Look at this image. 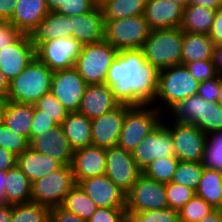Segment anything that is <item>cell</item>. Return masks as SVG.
<instances>
[{
	"mask_svg": "<svg viewBox=\"0 0 222 222\" xmlns=\"http://www.w3.org/2000/svg\"><path fill=\"white\" fill-rule=\"evenodd\" d=\"M105 18L98 4L92 11L72 17V37L83 45L104 40Z\"/></svg>",
	"mask_w": 222,
	"mask_h": 222,
	"instance_id": "7402d4cb",
	"label": "cell"
},
{
	"mask_svg": "<svg viewBox=\"0 0 222 222\" xmlns=\"http://www.w3.org/2000/svg\"><path fill=\"white\" fill-rule=\"evenodd\" d=\"M214 63L217 75L222 77V46H215Z\"/></svg>",
	"mask_w": 222,
	"mask_h": 222,
	"instance_id": "9f6ffc18",
	"label": "cell"
},
{
	"mask_svg": "<svg viewBox=\"0 0 222 222\" xmlns=\"http://www.w3.org/2000/svg\"><path fill=\"white\" fill-rule=\"evenodd\" d=\"M217 102L222 106V77H221V88H220V94L218 96Z\"/></svg>",
	"mask_w": 222,
	"mask_h": 222,
	"instance_id": "03108f58",
	"label": "cell"
},
{
	"mask_svg": "<svg viewBox=\"0 0 222 222\" xmlns=\"http://www.w3.org/2000/svg\"><path fill=\"white\" fill-rule=\"evenodd\" d=\"M49 11H56L61 4H65L68 0H45Z\"/></svg>",
	"mask_w": 222,
	"mask_h": 222,
	"instance_id": "94428289",
	"label": "cell"
},
{
	"mask_svg": "<svg viewBox=\"0 0 222 222\" xmlns=\"http://www.w3.org/2000/svg\"><path fill=\"white\" fill-rule=\"evenodd\" d=\"M34 105L6 100L3 123L13 132L30 141V126L33 121Z\"/></svg>",
	"mask_w": 222,
	"mask_h": 222,
	"instance_id": "f546056e",
	"label": "cell"
},
{
	"mask_svg": "<svg viewBox=\"0 0 222 222\" xmlns=\"http://www.w3.org/2000/svg\"><path fill=\"white\" fill-rule=\"evenodd\" d=\"M168 207L165 184L143 173L126 193V212H144Z\"/></svg>",
	"mask_w": 222,
	"mask_h": 222,
	"instance_id": "30bf717a",
	"label": "cell"
},
{
	"mask_svg": "<svg viewBox=\"0 0 222 222\" xmlns=\"http://www.w3.org/2000/svg\"><path fill=\"white\" fill-rule=\"evenodd\" d=\"M31 193L32 183L17 165L5 172L4 204L30 202Z\"/></svg>",
	"mask_w": 222,
	"mask_h": 222,
	"instance_id": "f1b7e54d",
	"label": "cell"
},
{
	"mask_svg": "<svg viewBox=\"0 0 222 222\" xmlns=\"http://www.w3.org/2000/svg\"><path fill=\"white\" fill-rule=\"evenodd\" d=\"M159 70L146 63L141 48L118 51L105 84L120 104H154Z\"/></svg>",
	"mask_w": 222,
	"mask_h": 222,
	"instance_id": "6da1fadb",
	"label": "cell"
},
{
	"mask_svg": "<svg viewBox=\"0 0 222 222\" xmlns=\"http://www.w3.org/2000/svg\"><path fill=\"white\" fill-rule=\"evenodd\" d=\"M125 208H102L98 207L88 222H125Z\"/></svg>",
	"mask_w": 222,
	"mask_h": 222,
	"instance_id": "7dc6e473",
	"label": "cell"
},
{
	"mask_svg": "<svg viewBox=\"0 0 222 222\" xmlns=\"http://www.w3.org/2000/svg\"><path fill=\"white\" fill-rule=\"evenodd\" d=\"M126 222H180L178 211L167 207L144 212H126Z\"/></svg>",
	"mask_w": 222,
	"mask_h": 222,
	"instance_id": "f35d334b",
	"label": "cell"
},
{
	"mask_svg": "<svg viewBox=\"0 0 222 222\" xmlns=\"http://www.w3.org/2000/svg\"><path fill=\"white\" fill-rule=\"evenodd\" d=\"M61 126L74 151L92 145L91 119L86 115L78 111L68 112Z\"/></svg>",
	"mask_w": 222,
	"mask_h": 222,
	"instance_id": "4316f807",
	"label": "cell"
},
{
	"mask_svg": "<svg viewBox=\"0 0 222 222\" xmlns=\"http://www.w3.org/2000/svg\"><path fill=\"white\" fill-rule=\"evenodd\" d=\"M221 88V77L204 80L199 83L197 95L201 96L204 100L210 102H217Z\"/></svg>",
	"mask_w": 222,
	"mask_h": 222,
	"instance_id": "c3c4849f",
	"label": "cell"
},
{
	"mask_svg": "<svg viewBox=\"0 0 222 222\" xmlns=\"http://www.w3.org/2000/svg\"><path fill=\"white\" fill-rule=\"evenodd\" d=\"M204 167L201 162L179 161L171 182L197 190Z\"/></svg>",
	"mask_w": 222,
	"mask_h": 222,
	"instance_id": "74e56055",
	"label": "cell"
},
{
	"mask_svg": "<svg viewBox=\"0 0 222 222\" xmlns=\"http://www.w3.org/2000/svg\"><path fill=\"white\" fill-rule=\"evenodd\" d=\"M146 109V107H148ZM151 104L127 105L125 104V120L120 133L118 145L126 151L132 152L161 121L163 106Z\"/></svg>",
	"mask_w": 222,
	"mask_h": 222,
	"instance_id": "5b68a950",
	"label": "cell"
},
{
	"mask_svg": "<svg viewBox=\"0 0 222 222\" xmlns=\"http://www.w3.org/2000/svg\"><path fill=\"white\" fill-rule=\"evenodd\" d=\"M165 190L168 207L175 211H179L196 195L194 189L174 182L165 184Z\"/></svg>",
	"mask_w": 222,
	"mask_h": 222,
	"instance_id": "60d3db41",
	"label": "cell"
},
{
	"mask_svg": "<svg viewBox=\"0 0 222 222\" xmlns=\"http://www.w3.org/2000/svg\"><path fill=\"white\" fill-rule=\"evenodd\" d=\"M83 46L73 37L53 39L36 48V57L52 71L68 69L75 67Z\"/></svg>",
	"mask_w": 222,
	"mask_h": 222,
	"instance_id": "7c38bea8",
	"label": "cell"
},
{
	"mask_svg": "<svg viewBox=\"0 0 222 222\" xmlns=\"http://www.w3.org/2000/svg\"><path fill=\"white\" fill-rule=\"evenodd\" d=\"M202 165L207 169H216L222 173V130L207 135Z\"/></svg>",
	"mask_w": 222,
	"mask_h": 222,
	"instance_id": "8d00e7d4",
	"label": "cell"
},
{
	"mask_svg": "<svg viewBox=\"0 0 222 222\" xmlns=\"http://www.w3.org/2000/svg\"><path fill=\"white\" fill-rule=\"evenodd\" d=\"M105 154V175L123 192L127 193L142 174V170L134 161L132 152L115 146L106 148Z\"/></svg>",
	"mask_w": 222,
	"mask_h": 222,
	"instance_id": "5bb4252c",
	"label": "cell"
},
{
	"mask_svg": "<svg viewBox=\"0 0 222 222\" xmlns=\"http://www.w3.org/2000/svg\"><path fill=\"white\" fill-rule=\"evenodd\" d=\"M50 222H88L61 206L51 207Z\"/></svg>",
	"mask_w": 222,
	"mask_h": 222,
	"instance_id": "f907efd6",
	"label": "cell"
},
{
	"mask_svg": "<svg viewBox=\"0 0 222 222\" xmlns=\"http://www.w3.org/2000/svg\"><path fill=\"white\" fill-rule=\"evenodd\" d=\"M12 218V205H0V222H11Z\"/></svg>",
	"mask_w": 222,
	"mask_h": 222,
	"instance_id": "680465c9",
	"label": "cell"
},
{
	"mask_svg": "<svg viewBox=\"0 0 222 222\" xmlns=\"http://www.w3.org/2000/svg\"><path fill=\"white\" fill-rule=\"evenodd\" d=\"M75 185L71 165H63L32 183L31 201L50 208L61 206L66 194Z\"/></svg>",
	"mask_w": 222,
	"mask_h": 222,
	"instance_id": "9c48e42d",
	"label": "cell"
},
{
	"mask_svg": "<svg viewBox=\"0 0 222 222\" xmlns=\"http://www.w3.org/2000/svg\"><path fill=\"white\" fill-rule=\"evenodd\" d=\"M0 146L18 156L30 147V141L13 132L3 123L0 125Z\"/></svg>",
	"mask_w": 222,
	"mask_h": 222,
	"instance_id": "7bdbcfd3",
	"label": "cell"
},
{
	"mask_svg": "<svg viewBox=\"0 0 222 222\" xmlns=\"http://www.w3.org/2000/svg\"><path fill=\"white\" fill-rule=\"evenodd\" d=\"M174 121L198 126L206 135L222 130V106L195 95L176 102L170 107Z\"/></svg>",
	"mask_w": 222,
	"mask_h": 222,
	"instance_id": "277c9868",
	"label": "cell"
},
{
	"mask_svg": "<svg viewBox=\"0 0 222 222\" xmlns=\"http://www.w3.org/2000/svg\"><path fill=\"white\" fill-rule=\"evenodd\" d=\"M34 105L42 111V114L53 118L59 125L62 124L68 114L62 103L51 92L45 94Z\"/></svg>",
	"mask_w": 222,
	"mask_h": 222,
	"instance_id": "b9f144b4",
	"label": "cell"
},
{
	"mask_svg": "<svg viewBox=\"0 0 222 222\" xmlns=\"http://www.w3.org/2000/svg\"><path fill=\"white\" fill-rule=\"evenodd\" d=\"M151 33L144 15L105 21L104 40L118 51L141 48Z\"/></svg>",
	"mask_w": 222,
	"mask_h": 222,
	"instance_id": "ba28073f",
	"label": "cell"
},
{
	"mask_svg": "<svg viewBox=\"0 0 222 222\" xmlns=\"http://www.w3.org/2000/svg\"><path fill=\"white\" fill-rule=\"evenodd\" d=\"M61 207L86 221L98 208L78 184L66 194Z\"/></svg>",
	"mask_w": 222,
	"mask_h": 222,
	"instance_id": "836d02e7",
	"label": "cell"
},
{
	"mask_svg": "<svg viewBox=\"0 0 222 222\" xmlns=\"http://www.w3.org/2000/svg\"><path fill=\"white\" fill-rule=\"evenodd\" d=\"M35 57L36 48L32 44L30 35L22 34L13 44L0 50V71L11 82Z\"/></svg>",
	"mask_w": 222,
	"mask_h": 222,
	"instance_id": "2e32d148",
	"label": "cell"
},
{
	"mask_svg": "<svg viewBox=\"0 0 222 222\" xmlns=\"http://www.w3.org/2000/svg\"><path fill=\"white\" fill-rule=\"evenodd\" d=\"M215 44L207 34L183 31L182 65L201 60H214Z\"/></svg>",
	"mask_w": 222,
	"mask_h": 222,
	"instance_id": "83f0119b",
	"label": "cell"
},
{
	"mask_svg": "<svg viewBox=\"0 0 222 222\" xmlns=\"http://www.w3.org/2000/svg\"><path fill=\"white\" fill-rule=\"evenodd\" d=\"M59 124L51 117L42 114V111L34 105L33 121L30 126V142L41 134H45L49 129L58 126Z\"/></svg>",
	"mask_w": 222,
	"mask_h": 222,
	"instance_id": "bcb514c9",
	"label": "cell"
},
{
	"mask_svg": "<svg viewBox=\"0 0 222 222\" xmlns=\"http://www.w3.org/2000/svg\"><path fill=\"white\" fill-rule=\"evenodd\" d=\"M49 13L45 0H16L9 23L22 34H31Z\"/></svg>",
	"mask_w": 222,
	"mask_h": 222,
	"instance_id": "d4e9b609",
	"label": "cell"
},
{
	"mask_svg": "<svg viewBox=\"0 0 222 222\" xmlns=\"http://www.w3.org/2000/svg\"><path fill=\"white\" fill-rule=\"evenodd\" d=\"M197 222H222V209H214Z\"/></svg>",
	"mask_w": 222,
	"mask_h": 222,
	"instance_id": "91938a15",
	"label": "cell"
},
{
	"mask_svg": "<svg viewBox=\"0 0 222 222\" xmlns=\"http://www.w3.org/2000/svg\"><path fill=\"white\" fill-rule=\"evenodd\" d=\"M87 84L75 67L54 71L50 92L62 103L68 112L80 108Z\"/></svg>",
	"mask_w": 222,
	"mask_h": 222,
	"instance_id": "9a60e30c",
	"label": "cell"
},
{
	"mask_svg": "<svg viewBox=\"0 0 222 222\" xmlns=\"http://www.w3.org/2000/svg\"><path fill=\"white\" fill-rule=\"evenodd\" d=\"M214 209L203 198L195 195L178 211L180 222H197Z\"/></svg>",
	"mask_w": 222,
	"mask_h": 222,
	"instance_id": "ab89813d",
	"label": "cell"
},
{
	"mask_svg": "<svg viewBox=\"0 0 222 222\" xmlns=\"http://www.w3.org/2000/svg\"><path fill=\"white\" fill-rule=\"evenodd\" d=\"M98 5L97 0H68L55 11L65 16H80L92 11Z\"/></svg>",
	"mask_w": 222,
	"mask_h": 222,
	"instance_id": "ee69618b",
	"label": "cell"
},
{
	"mask_svg": "<svg viewBox=\"0 0 222 222\" xmlns=\"http://www.w3.org/2000/svg\"><path fill=\"white\" fill-rule=\"evenodd\" d=\"M175 4H178L182 6L183 8L187 7L189 5L190 0H171Z\"/></svg>",
	"mask_w": 222,
	"mask_h": 222,
	"instance_id": "e7e4bbea",
	"label": "cell"
},
{
	"mask_svg": "<svg viewBox=\"0 0 222 222\" xmlns=\"http://www.w3.org/2000/svg\"><path fill=\"white\" fill-rule=\"evenodd\" d=\"M124 120L125 104L91 119L92 145L104 149L117 146Z\"/></svg>",
	"mask_w": 222,
	"mask_h": 222,
	"instance_id": "e0dca14e",
	"label": "cell"
},
{
	"mask_svg": "<svg viewBox=\"0 0 222 222\" xmlns=\"http://www.w3.org/2000/svg\"><path fill=\"white\" fill-rule=\"evenodd\" d=\"M16 0H0V20L10 21L15 10Z\"/></svg>",
	"mask_w": 222,
	"mask_h": 222,
	"instance_id": "db71d44e",
	"label": "cell"
},
{
	"mask_svg": "<svg viewBox=\"0 0 222 222\" xmlns=\"http://www.w3.org/2000/svg\"><path fill=\"white\" fill-rule=\"evenodd\" d=\"M118 50L106 40L86 44L77 57L75 68L87 85L105 84L108 70Z\"/></svg>",
	"mask_w": 222,
	"mask_h": 222,
	"instance_id": "52a82bcc",
	"label": "cell"
},
{
	"mask_svg": "<svg viewBox=\"0 0 222 222\" xmlns=\"http://www.w3.org/2000/svg\"><path fill=\"white\" fill-rule=\"evenodd\" d=\"M71 168L76 184L89 177L104 175L106 171L105 149L90 145L75 150Z\"/></svg>",
	"mask_w": 222,
	"mask_h": 222,
	"instance_id": "d6986e66",
	"label": "cell"
},
{
	"mask_svg": "<svg viewBox=\"0 0 222 222\" xmlns=\"http://www.w3.org/2000/svg\"><path fill=\"white\" fill-rule=\"evenodd\" d=\"M162 120L143 141L132 151L137 166L143 170L157 158L175 156L172 135Z\"/></svg>",
	"mask_w": 222,
	"mask_h": 222,
	"instance_id": "4fadbf2b",
	"label": "cell"
},
{
	"mask_svg": "<svg viewBox=\"0 0 222 222\" xmlns=\"http://www.w3.org/2000/svg\"><path fill=\"white\" fill-rule=\"evenodd\" d=\"M30 147L41 154L48 155L60 161L63 165H71L74 150L64 135L61 125L49 129L45 134L36 136Z\"/></svg>",
	"mask_w": 222,
	"mask_h": 222,
	"instance_id": "ffe728a7",
	"label": "cell"
},
{
	"mask_svg": "<svg viewBox=\"0 0 222 222\" xmlns=\"http://www.w3.org/2000/svg\"><path fill=\"white\" fill-rule=\"evenodd\" d=\"M21 35L8 21L0 20V50L13 44Z\"/></svg>",
	"mask_w": 222,
	"mask_h": 222,
	"instance_id": "681fc988",
	"label": "cell"
},
{
	"mask_svg": "<svg viewBox=\"0 0 222 222\" xmlns=\"http://www.w3.org/2000/svg\"><path fill=\"white\" fill-rule=\"evenodd\" d=\"M199 82L193 78L185 65H174L159 70L157 93L168 110L176 102L197 95Z\"/></svg>",
	"mask_w": 222,
	"mask_h": 222,
	"instance_id": "8992f818",
	"label": "cell"
},
{
	"mask_svg": "<svg viewBox=\"0 0 222 222\" xmlns=\"http://www.w3.org/2000/svg\"><path fill=\"white\" fill-rule=\"evenodd\" d=\"M215 46H222V7L217 10L208 34Z\"/></svg>",
	"mask_w": 222,
	"mask_h": 222,
	"instance_id": "816d5d0a",
	"label": "cell"
},
{
	"mask_svg": "<svg viewBox=\"0 0 222 222\" xmlns=\"http://www.w3.org/2000/svg\"><path fill=\"white\" fill-rule=\"evenodd\" d=\"M178 164L179 159L176 156L157 158L148 164L142 173L152 180L167 184L172 181Z\"/></svg>",
	"mask_w": 222,
	"mask_h": 222,
	"instance_id": "d590c367",
	"label": "cell"
},
{
	"mask_svg": "<svg viewBox=\"0 0 222 222\" xmlns=\"http://www.w3.org/2000/svg\"><path fill=\"white\" fill-rule=\"evenodd\" d=\"M189 5L218 10L222 7V0H190Z\"/></svg>",
	"mask_w": 222,
	"mask_h": 222,
	"instance_id": "11a10c76",
	"label": "cell"
},
{
	"mask_svg": "<svg viewBox=\"0 0 222 222\" xmlns=\"http://www.w3.org/2000/svg\"><path fill=\"white\" fill-rule=\"evenodd\" d=\"M5 102H6L5 99L0 98V125L3 124V120H4Z\"/></svg>",
	"mask_w": 222,
	"mask_h": 222,
	"instance_id": "be15d7a7",
	"label": "cell"
},
{
	"mask_svg": "<svg viewBox=\"0 0 222 222\" xmlns=\"http://www.w3.org/2000/svg\"><path fill=\"white\" fill-rule=\"evenodd\" d=\"M66 37H72V17L55 11H49L30 34L35 48L41 43Z\"/></svg>",
	"mask_w": 222,
	"mask_h": 222,
	"instance_id": "cb8c5ba5",
	"label": "cell"
},
{
	"mask_svg": "<svg viewBox=\"0 0 222 222\" xmlns=\"http://www.w3.org/2000/svg\"><path fill=\"white\" fill-rule=\"evenodd\" d=\"M147 0H100L105 21L140 16L145 13Z\"/></svg>",
	"mask_w": 222,
	"mask_h": 222,
	"instance_id": "1f68e13d",
	"label": "cell"
},
{
	"mask_svg": "<svg viewBox=\"0 0 222 222\" xmlns=\"http://www.w3.org/2000/svg\"><path fill=\"white\" fill-rule=\"evenodd\" d=\"M173 126H167L172 135L175 156L179 161L202 162L207 135L191 123L172 121Z\"/></svg>",
	"mask_w": 222,
	"mask_h": 222,
	"instance_id": "8fae6325",
	"label": "cell"
},
{
	"mask_svg": "<svg viewBox=\"0 0 222 222\" xmlns=\"http://www.w3.org/2000/svg\"><path fill=\"white\" fill-rule=\"evenodd\" d=\"M182 42L180 27L151 30L141 47L146 63L158 70L182 64Z\"/></svg>",
	"mask_w": 222,
	"mask_h": 222,
	"instance_id": "7a4b0ae2",
	"label": "cell"
},
{
	"mask_svg": "<svg viewBox=\"0 0 222 222\" xmlns=\"http://www.w3.org/2000/svg\"><path fill=\"white\" fill-rule=\"evenodd\" d=\"M196 196L203 198L215 209H222V173L204 168Z\"/></svg>",
	"mask_w": 222,
	"mask_h": 222,
	"instance_id": "d6a6232c",
	"label": "cell"
},
{
	"mask_svg": "<svg viewBox=\"0 0 222 222\" xmlns=\"http://www.w3.org/2000/svg\"><path fill=\"white\" fill-rule=\"evenodd\" d=\"M78 185L97 207L125 208L126 206V193L117 187L105 174L81 180Z\"/></svg>",
	"mask_w": 222,
	"mask_h": 222,
	"instance_id": "ac0fdd59",
	"label": "cell"
},
{
	"mask_svg": "<svg viewBox=\"0 0 222 222\" xmlns=\"http://www.w3.org/2000/svg\"><path fill=\"white\" fill-rule=\"evenodd\" d=\"M10 82L6 78V76L0 71V98L7 99V95L9 93Z\"/></svg>",
	"mask_w": 222,
	"mask_h": 222,
	"instance_id": "6f0895ef",
	"label": "cell"
},
{
	"mask_svg": "<svg viewBox=\"0 0 222 222\" xmlns=\"http://www.w3.org/2000/svg\"><path fill=\"white\" fill-rule=\"evenodd\" d=\"M216 12L217 10L203 6L188 5L184 8L183 21L180 28L182 31L208 35Z\"/></svg>",
	"mask_w": 222,
	"mask_h": 222,
	"instance_id": "4dcf8cb0",
	"label": "cell"
},
{
	"mask_svg": "<svg viewBox=\"0 0 222 222\" xmlns=\"http://www.w3.org/2000/svg\"><path fill=\"white\" fill-rule=\"evenodd\" d=\"M184 8L171 0H147L144 16L151 30L181 27Z\"/></svg>",
	"mask_w": 222,
	"mask_h": 222,
	"instance_id": "44dd1931",
	"label": "cell"
},
{
	"mask_svg": "<svg viewBox=\"0 0 222 222\" xmlns=\"http://www.w3.org/2000/svg\"><path fill=\"white\" fill-rule=\"evenodd\" d=\"M54 71L37 57L10 82L7 99L18 103L35 104L50 93Z\"/></svg>",
	"mask_w": 222,
	"mask_h": 222,
	"instance_id": "3957f363",
	"label": "cell"
},
{
	"mask_svg": "<svg viewBox=\"0 0 222 222\" xmlns=\"http://www.w3.org/2000/svg\"><path fill=\"white\" fill-rule=\"evenodd\" d=\"M185 66L199 83L217 76L214 60L196 61Z\"/></svg>",
	"mask_w": 222,
	"mask_h": 222,
	"instance_id": "f6af8a7d",
	"label": "cell"
},
{
	"mask_svg": "<svg viewBox=\"0 0 222 222\" xmlns=\"http://www.w3.org/2000/svg\"><path fill=\"white\" fill-rule=\"evenodd\" d=\"M17 165V155L0 146V171H8Z\"/></svg>",
	"mask_w": 222,
	"mask_h": 222,
	"instance_id": "f5cc1de1",
	"label": "cell"
},
{
	"mask_svg": "<svg viewBox=\"0 0 222 222\" xmlns=\"http://www.w3.org/2000/svg\"><path fill=\"white\" fill-rule=\"evenodd\" d=\"M17 166L33 183L42 179L46 174L60 169L63 164L53 157L36 152L29 147L17 156Z\"/></svg>",
	"mask_w": 222,
	"mask_h": 222,
	"instance_id": "484cf974",
	"label": "cell"
},
{
	"mask_svg": "<svg viewBox=\"0 0 222 222\" xmlns=\"http://www.w3.org/2000/svg\"><path fill=\"white\" fill-rule=\"evenodd\" d=\"M5 172L0 171V205L4 204Z\"/></svg>",
	"mask_w": 222,
	"mask_h": 222,
	"instance_id": "6125c7cd",
	"label": "cell"
},
{
	"mask_svg": "<svg viewBox=\"0 0 222 222\" xmlns=\"http://www.w3.org/2000/svg\"><path fill=\"white\" fill-rule=\"evenodd\" d=\"M120 105L107 84L87 85L82 97L79 113L93 119Z\"/></svg>",
	"mask_w": 222,
	"mask_h": 222,
	"instance_id": "603a6c76",
	"label": "cell"
},
{
	"mask_svg": "<svg viewBox=\"0 0 222 222\" xmlns=\"http://www.w3.org/2000/svg\"><path fill=\"white\" fill-rule=\"evenodd\" d=\"M51 208L35 202L12 205L11 222H50Z\"/></svg>",
	"mask_w": 222,
	"mask_h": 222,
	"instance_id": "e575fe53",
	"label": "cell"
}]
</instances>
